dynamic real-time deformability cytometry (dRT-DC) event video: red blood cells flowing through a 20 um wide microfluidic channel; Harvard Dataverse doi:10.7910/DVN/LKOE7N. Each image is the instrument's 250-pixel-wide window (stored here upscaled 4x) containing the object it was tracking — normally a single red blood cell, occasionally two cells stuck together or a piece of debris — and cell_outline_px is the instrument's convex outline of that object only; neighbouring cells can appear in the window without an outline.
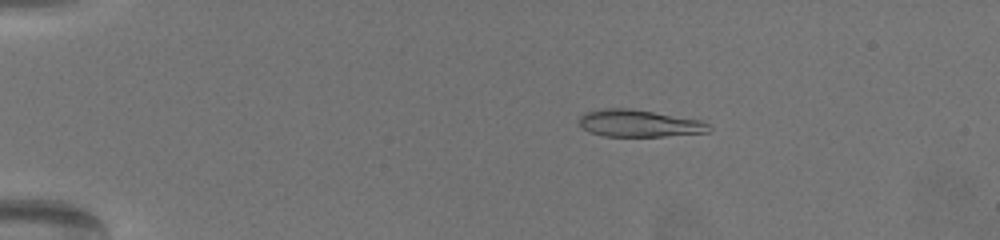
{"species": "common noctule bat (a hibernating species)", "species_latin": "Nyctalus noctula", "temperature_condition": "warm", "stored_images_in_passage": 65, "camera_frame_rate_fps": 3000, "um_per_image_px": 0.085, "animal": {"sex": "female", "body_mass_g": 19.5, "forearm_length_mm": 54.1}, "frame": {"image": 1, "passage_image": 14, "time_ms": 4.333, "image_size_px": [1000, 240], "cell_outline_px": [[712, 128], [708, 132], [664, 136], [604, 136], [588, 132], [580, 124], [580, 116], [584, 112], [604, 108], [632, 108], [700, 120], [708, 124]], "centroid_in_image_um": [54.3, 10.48], "position_along_channel_um": 30.7, "area_um2": 20.46}}
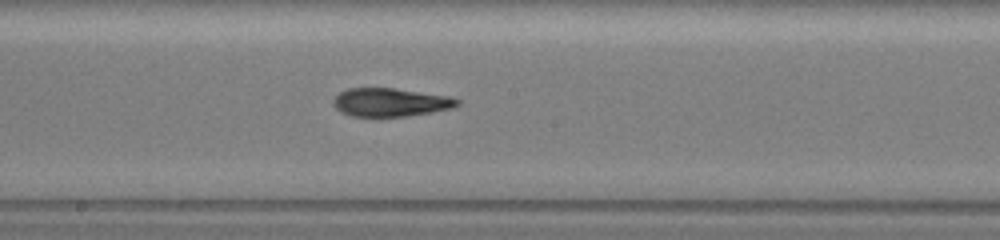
{"frame": {"image": 2, "passage_image": 38, "time_ms": 12.333, "image_size_px": [1000, 240], "cell_outline_px": [[460, 104], [452, 108], [432, 112], [408, 116], [352, 116], [340, 112], [332, 104], [332, 100], [340, 92], [348, 88], [392, 88], [448, 96], [460, 100]], "centroid_in_image_um": [33.17, 8.7], "position_along_channel_um": 215.0, "area_um2": 20.4}}
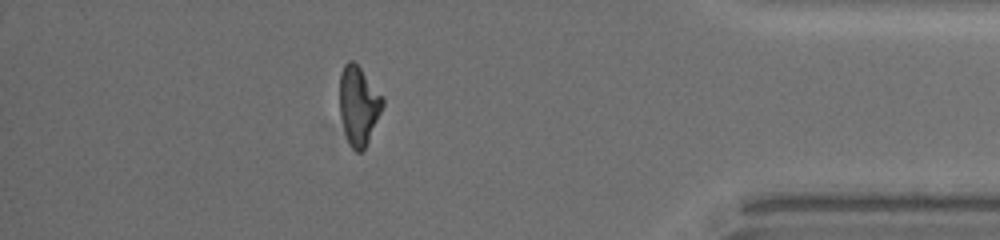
{"frame": {"image": 3, "passage_image": 58, "time_ms": 19.0, "image_size_px": [1000, 240], "cell_outline_px": [[384, 104], [368, 140], [364, 148], [360, 152], [356, 152], [352, 148], [348, 140], [340, 116], [340, 72], [344, 64], [348, 60], [352, 60], [360, 68], [384, 96]], "centroid_in_image_um": [30.48, 8.92], "position_along_channel_um": 404.7, "area_um2": 19.48}, "authors_computed_cell_mechanics": {"area_um2": 20.6924, "velocity_mm_per_s": 3.3393, "shape_relaxation_time_tau1_ms": null, "shape_relaxation_time_tau2_ms": 4.8108, "deformation_change_tau1": null, "deformation_change_tau2": 0.1055}}